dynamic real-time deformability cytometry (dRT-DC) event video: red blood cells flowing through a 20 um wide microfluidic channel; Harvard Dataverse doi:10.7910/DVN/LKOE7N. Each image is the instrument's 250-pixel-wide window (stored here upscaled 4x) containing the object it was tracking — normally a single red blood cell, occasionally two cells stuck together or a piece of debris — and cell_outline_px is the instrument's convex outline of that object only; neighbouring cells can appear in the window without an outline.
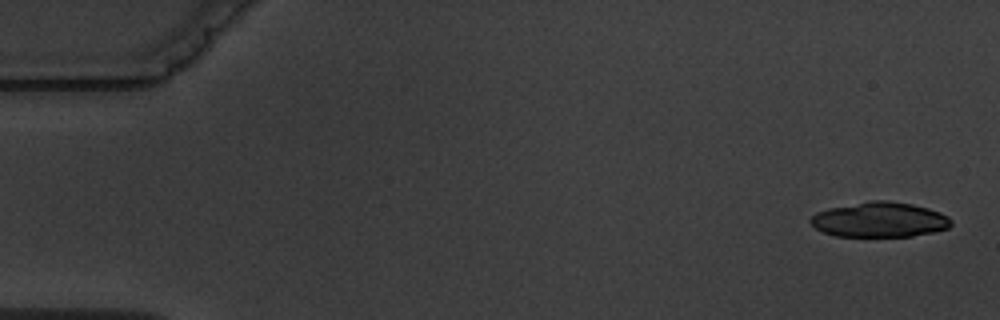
{"species": "common noctule bat (a hibernating species)", "species_latin": "Nyctalus noctula", "temperature_condition": "warm", "stored_images_in_passage": 5, "camera_frame_rate_fps": 3000, "um_per_image_px": 0.085, "animal": {"sex": "male", "body_mass_g": 19.5, "forearm_length_mm": 54.6}, "frame": {"image": 1, "passage_image": 1, "time_ms": 0.0, "image_size_px": [1000, 320], "cell_outline_px": [[952, 224], [948, 228], [932, 232], [912, 236], [836, 236], [824, 232], [816, 228], [808, 220], [816, 212], [828, 208], [872, 200], [888, 200], [912, 204], [928, 208], [940, 212], [948, 216], [952, 220]], "centroid_in_image_um": [74.77, 18.67], "position_along_channel_um": 10.2, "area_um2": 28.67}}